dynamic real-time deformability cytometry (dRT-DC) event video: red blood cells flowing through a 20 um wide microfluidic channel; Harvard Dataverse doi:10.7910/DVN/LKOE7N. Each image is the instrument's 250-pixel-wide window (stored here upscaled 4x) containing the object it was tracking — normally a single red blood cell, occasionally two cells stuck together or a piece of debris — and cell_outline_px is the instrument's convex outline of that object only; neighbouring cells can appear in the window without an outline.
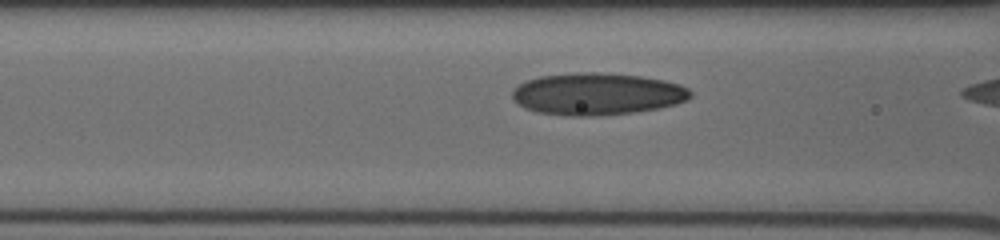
{"species": "human", "species_latin": "Homo sapiens", "temperature_condition": "cold", "stored_images_in_passage": 12, "camera_frame_rate_fps": 3000, "um_per_image_px": 0.085, "donor": {"sex": "male"}, "frame": {"image": 1, "passage_image": 10, "time_ms": 3.0, "image_size_px": [1000, 240], "cell_outline_px": [[692, 96], [688, 100], [676, 104], [660, 108], [632, 112], [596, 116], [568, 116], [536, 112], [524, 108], [512, 100], [512, 88], [528, 80], [540, 76], [576, 72], [600, 72], [640, 76], [664, 80], [680, 84], [688, 88], [692, 92]], "centroid_in_image_um": [50.75, 7.99], "position_along_channel_um": 115.9, "area_um2": 44.04}}